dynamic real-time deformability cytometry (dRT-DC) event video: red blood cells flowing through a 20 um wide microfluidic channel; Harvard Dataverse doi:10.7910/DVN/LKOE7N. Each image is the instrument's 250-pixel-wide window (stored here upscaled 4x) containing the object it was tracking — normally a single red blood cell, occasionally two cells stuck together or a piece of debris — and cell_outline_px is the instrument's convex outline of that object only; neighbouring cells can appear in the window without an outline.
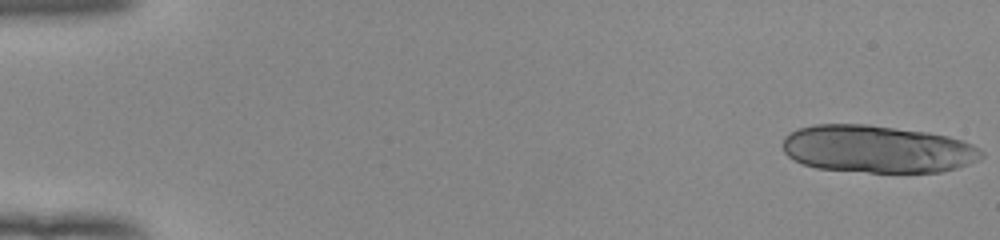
{"species": "human", "species_latin": "Homo sapiens", "temperature_condition": "room temperature", "stored_images_in_passage": 17, "camera_frame_rate_fps": 3000, "um_per_image_px": 0.085, "donor": {"sex": "female"}, "frame": {"image": 1, "passage_image": 1, "time_ms": 0.0, "image_size_px": [1000, 240], "cell_outline_px": [[984, 156], [980, 160], [956, 168], [940, 172], [868, 172], [816, 168], [804, 164], [788, 156], [784, 152], [784, 136], [800, 128], [812, 124], [868, 124], [928, 132], [948, 136], [972, 144], [980, 148], [984, 152]], "centroid_in_image_um": [74.6, 12.67], "position_along_channel_um": 10.4, "area_um2": 55.08}}